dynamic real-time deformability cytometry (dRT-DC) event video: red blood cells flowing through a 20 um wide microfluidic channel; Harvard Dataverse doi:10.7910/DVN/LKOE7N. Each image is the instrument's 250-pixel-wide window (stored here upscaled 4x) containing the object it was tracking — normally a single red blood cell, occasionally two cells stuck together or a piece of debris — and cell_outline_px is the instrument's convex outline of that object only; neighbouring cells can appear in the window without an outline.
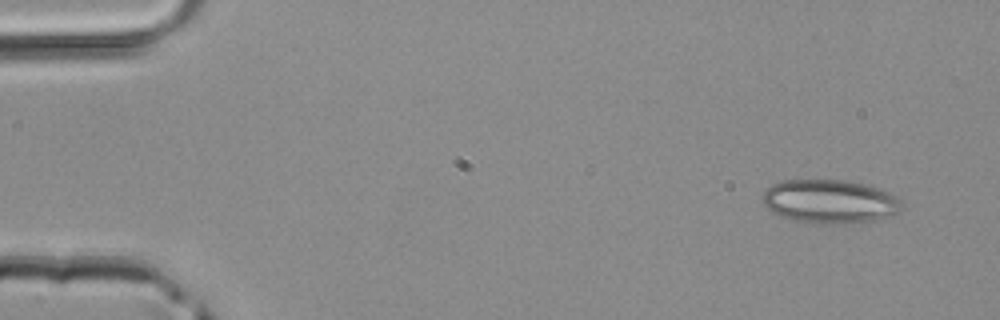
{"species": "common noctule bat (a hibernating species)", "species_latin": "Nyctalus noctula", "temperature_condition": "room temperature", "stored_images_in_passage": 4, "camera_frame_rate_fps": 3000, "um_per_image_px": 0.085, "animal": {"sex": "male", "body_mass_g": 20.4}, "frame": {"image": 1, "passage_image": 4, "time_ms": 1.0, "image_size_px": [1000, 320], "cell_outline_px": [[904, 204], [900, 212], [872, 220], [852, 224], [816, 224], [792, 220], [780, 216], [772, 212], [760, 200], [760, 196], [772, 184], [780, 180], [840, 180], [864, 184], [876, 188], [896, 196]], "centroid_in_image_um": [70.48, 17.14], "position_along_channel_um": 14.5, "area_um2": 35.66}}